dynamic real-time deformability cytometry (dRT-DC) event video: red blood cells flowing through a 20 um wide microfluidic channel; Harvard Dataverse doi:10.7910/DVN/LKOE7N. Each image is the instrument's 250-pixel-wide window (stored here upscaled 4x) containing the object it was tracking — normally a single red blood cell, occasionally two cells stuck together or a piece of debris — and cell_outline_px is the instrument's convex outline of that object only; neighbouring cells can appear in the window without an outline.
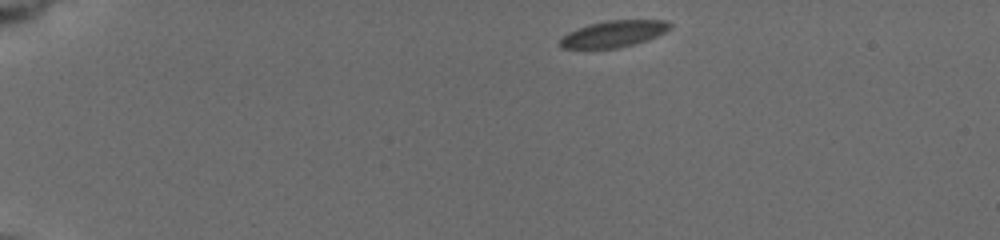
{"species": "common noctule bat (a hibernating species)", "species_latin": "Nyctalus noctula", "temperature_condition": "cold", "stored_images_in_passage": 5, "camera_frame_rate_fps": 3000, "um_per_image_px": 0.085, "animal": {"sex": "female", "body_mass_g": 19.5, "forearm_length_mm": 54.1}, "frame": {"image": 1, "passage_image": 1, "time_ms": 0.0, "image_size_px": [1000, 240], "cell_outline_px": [[672, 24], [664, 32], [656, 36], [632, 44], [616, 48], [560, 48], [560, 36], [568, 32], [588, 24], [608, 20], [668, 20]], "centroid_in_image_um": [52.11, 2.86], "position_along_channel_um": 32.9, "area_um2": 16.76}}
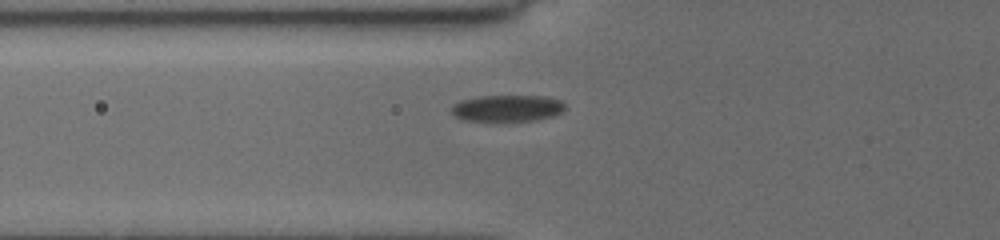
{"frame": {"image": 2, "passage_image": 5, "time_ms": 3.667, "image_size_px": [1000, 240], "cell_outline_px": [[564, 108], [560, 112], [552, 116], [536, 120], [468, 120], [456, 116], [452, 112], [452, 104], [460, 100], [480, 96], [544, 96], [560, 100], [564, 104]], "centroid_in_image_um": [43.11, 9.18], "position_along_channel_um": 82.7, "area_um2": 17.17}}